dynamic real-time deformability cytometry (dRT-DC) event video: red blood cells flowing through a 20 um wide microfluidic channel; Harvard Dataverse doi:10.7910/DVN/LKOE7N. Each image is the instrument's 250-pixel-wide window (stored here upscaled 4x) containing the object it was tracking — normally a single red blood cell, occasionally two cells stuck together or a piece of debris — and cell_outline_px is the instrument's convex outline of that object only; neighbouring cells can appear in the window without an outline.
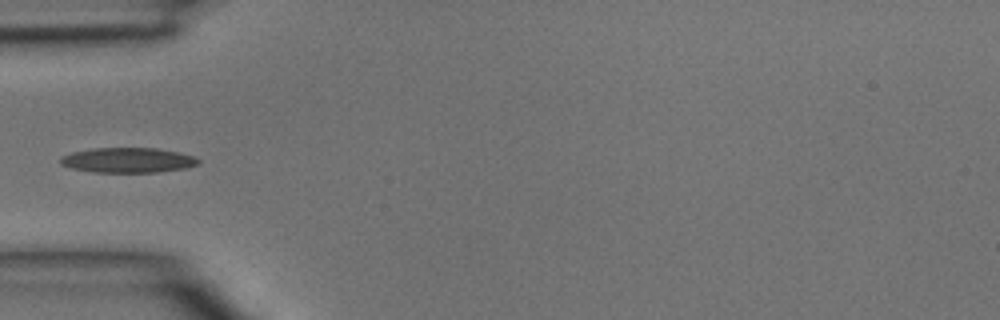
{"species": "common noctule bat (a hibernating species)", "species_latin": "Nyctalus noctula", "temperature_condition": "room temperature", "stored_images_in_passage": 3, "camera_frame_rate_fps": 3000, "um_per_image_px": 0.085, "animal": {"sex": "male", "body_mass_g": 15.6}, "frame": {"image": 1, "passage_image": 3, "time_ms": 0.667, "image_size_px": [1000, 320], "cell_outline_px": [[200, 164], [184, 168], [156, 172], [92, 172], [72, 168], [60, 164], [60, 156], [72, 152], [92, 148], [156, 148], [196, 156], [200, 160]], "centroid_in_image_um": [10.86, 13.61], "position_along_channel_um": 74.1, "area_um2": 20.11}}